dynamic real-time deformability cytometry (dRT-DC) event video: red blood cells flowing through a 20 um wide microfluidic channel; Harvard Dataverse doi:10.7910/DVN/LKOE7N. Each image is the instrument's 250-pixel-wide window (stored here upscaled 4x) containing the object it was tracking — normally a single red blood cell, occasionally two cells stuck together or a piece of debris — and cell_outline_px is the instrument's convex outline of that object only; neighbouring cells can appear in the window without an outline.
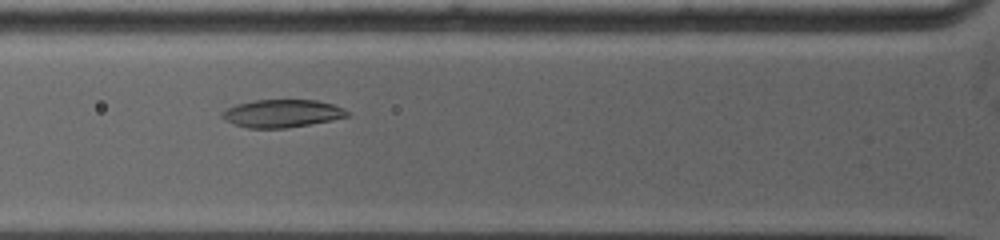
{"species": "common noctule bat (a hibernating species)", "species_latin": "Nyctalus noctula", "temperature_condition": "warm", "stored_images_in_passage": 4, "segment_of_instrument_passage": [1, 2], "camera_frame_rate_fps": 5000, "um_per_image_px": 0.085, "animal": {"sex": "female", "body_mass_g": 19.0, "forearm_length_mm": 53.3}, "frame": {"image": 1, "passage_image": 2, "time_ms": 1.0, "image_size_px": [1000, 240], "cell_outline_px": [[352, 116], [332, 120], [288, 128], [248, 128], [232, 124], [224, 120], [220, 116], [220, 112], [236, 104], [256, 100], [316, 100], [332, 104], [344, 108]], "centroid_in_image_um": [23.96, 9.65], "position_along_channel_um": 101.8, "area_um2": 20.46}}
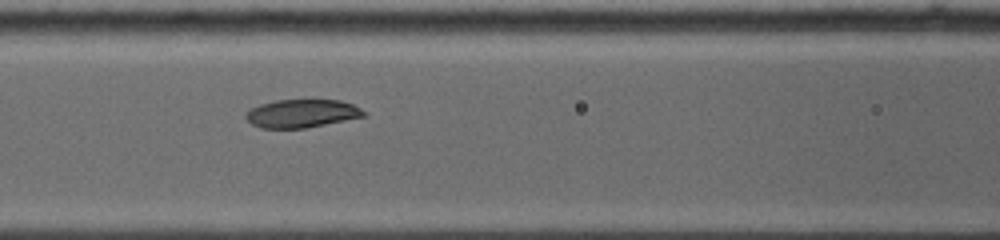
{"frame": {"image": 2, "passage_image": 3, "time_ms": 2.0, "image_size_px": [1000, 240], "cell_outline_px": [[368, 116], [304, 128], [260, 128], [252, 124], [244, 116], [244, 112], [260, 104], [276, 100], [340, 100], [352, 104], [360, 108]], "centroid_in_image_um": [25.64, 9.64], "position_along_channel_um": 141.0, "area_um2": 19.36}}